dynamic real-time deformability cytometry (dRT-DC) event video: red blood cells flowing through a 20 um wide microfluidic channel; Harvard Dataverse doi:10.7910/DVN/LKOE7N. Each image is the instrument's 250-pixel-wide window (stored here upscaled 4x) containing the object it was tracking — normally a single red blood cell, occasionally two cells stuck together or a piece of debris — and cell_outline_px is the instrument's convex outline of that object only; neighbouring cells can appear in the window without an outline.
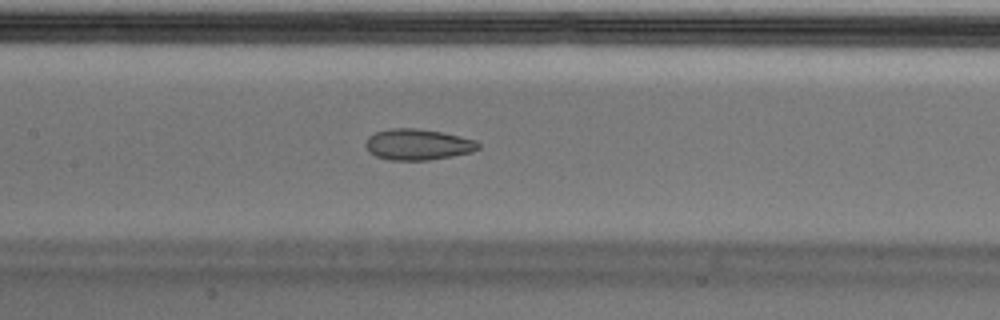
{"species": "Egyptian fruit bat (a non-hibernating species)", "species_latin": "Rousettus aegyptiacus", "temperature_condition": "cold", "stored_images_in_passage": 43, "camera_frame_rate_fps": 3000, "um_per_image_px": 0.085, "animal": {"sex": "male"}, "frame": {"image": 1, "passage_image": 25, "time_ms": 8.0, "image_size_px": [1000, 320], "cell_outline_px": [[480, 148], [472, 152], [452, 156], [428, 160], [388, 160], [376, 156], [368, 152], [364, 144], [368, 136], [376, 132], [392, 128], [416, 128], [440, 132], [460, 136], [476, 140], [480, 144]], "centroid_in_image_um": [35.5, 12.28], "position_along_channel_um": 171.9, "area_um2": 20.46}}
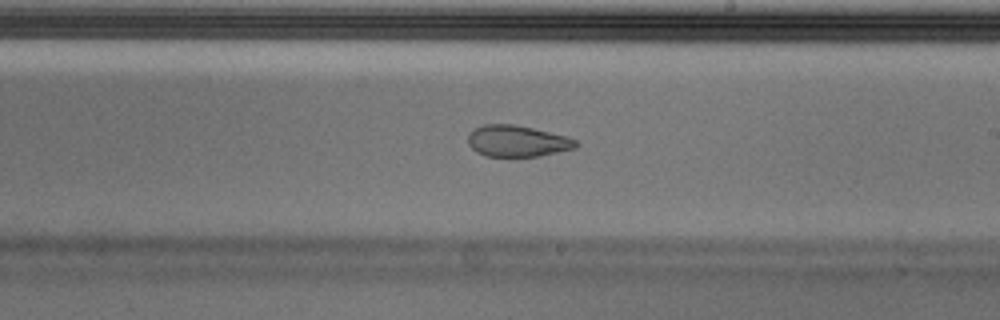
{"frame": {"image": 2, "passage_image": 31, "time_ms": 10.0, "image_size_px": [1000, 320], "cell_outline_px": [[580, 144], [576, 148], [540, 156], [484, 156], [476, 152], [468, 144], [468, 136], [476, 128], [484, 124], [512, 124], [532, 128], [568, 136], [576, 140]], "centroid_in_image_um": [44.0, 12.0], "position_along_channel_um": 245.0, "area_um2": 19.71}}